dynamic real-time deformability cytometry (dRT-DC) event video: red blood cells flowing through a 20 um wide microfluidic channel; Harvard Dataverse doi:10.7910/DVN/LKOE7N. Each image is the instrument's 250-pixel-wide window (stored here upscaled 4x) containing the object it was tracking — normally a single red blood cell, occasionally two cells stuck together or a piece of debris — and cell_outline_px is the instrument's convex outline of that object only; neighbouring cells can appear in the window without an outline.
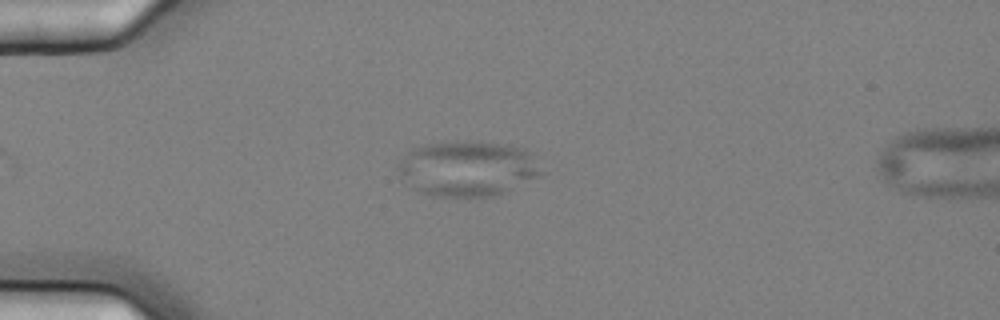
{"species": "common noctule bat (a hibernating species)", "species_latin": "Nyctalus noctula", "temperature_condition": "cold", "stored_images_in_passage": 7, "camera_frame_rate_fps": 3000, "um_per_image_px": 0.085, "animal": {"sex": "female", "body_mass_g": 25.1}, "frame": {"image": 1, "passage_image": 4, "time_ms": 1.0, "image_size_px": [1000, 320], "cell_outline_px": [[544, 172], [540, 176], [504, 192], [492, 196], [440, 196], [420, 192], [400, 180], [396, 168], [412, 148], [424, 144], [456, 140], [504, 144], [528, 148], [536, 156]], "centroid_in_image_um": [39.77, 14.3], "position_along_channel_um": 45.2, "area_um2": 46.7}}
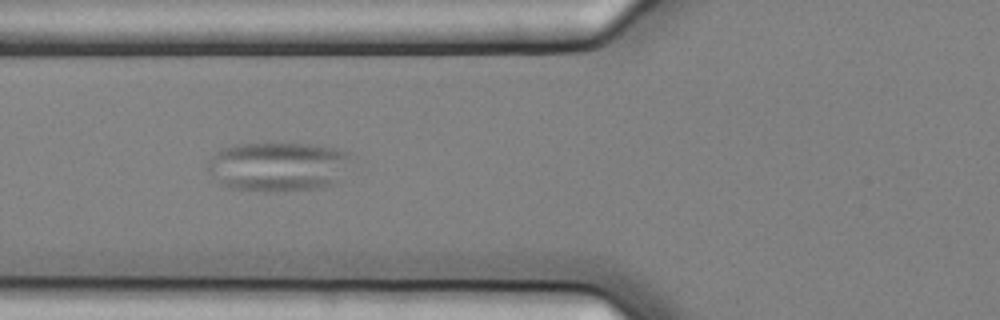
{"frame": {"image": 2, "passage_image": 6, "time_ms": 1.667, "image_size_px": [1000, 320], "cell_outline_px": [[352, 156], [336, 184], [320, 188], [284, 192], [264, 192], [228, 188], [220, 184], [212, 176], [208, 168], [208, 160], [220, 148], [240, 144], [312, 144], [336, 148], [348, 152]], "centroid_in_image_um": [23.63, 14.18], "position_along_channel_um": 102.2, "area_um2": 41.73}}
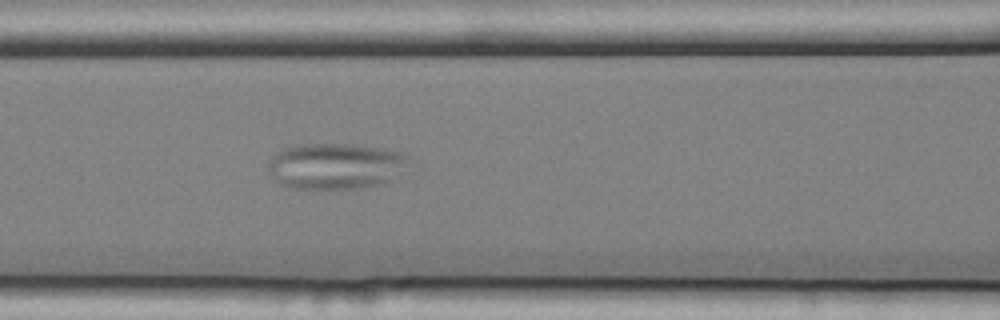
{"frame": {"image": 3, "passage_image": 7, "time_ms": 2.0, "image_size_px": [1000, 320], "cell_outline_px": [[408, 156], [388, 180], [384, 184], [364, 188], [292, 188], [280, 184], [268, 168], [268, 160], [276, 152], [284, 148], [300, 144], [352, 144], [384, 148], [400, 152]], "centroid_in_image_um": [28.42, 14.1], "position_along_channel_um": 138.2, "area_um2": 36.93}}